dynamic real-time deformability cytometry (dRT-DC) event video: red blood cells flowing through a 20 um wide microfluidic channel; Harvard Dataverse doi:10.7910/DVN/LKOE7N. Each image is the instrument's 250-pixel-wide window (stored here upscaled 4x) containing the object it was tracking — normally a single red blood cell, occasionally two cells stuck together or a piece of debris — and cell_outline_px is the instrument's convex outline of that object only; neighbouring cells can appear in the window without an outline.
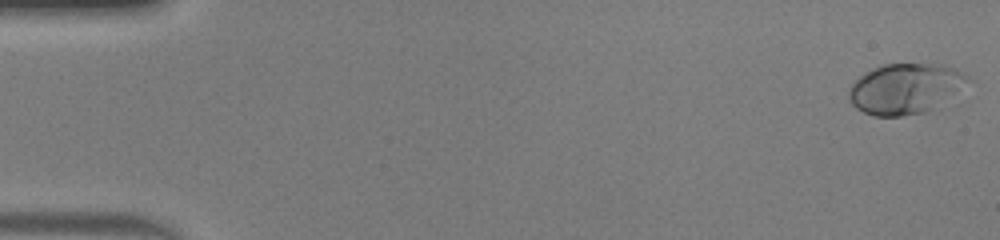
{"species": "human", "species_latin": "Homo sapiens", "temperature_condition": "warm", "stored_images_in_passage": 48, "camera_frame_rate_fps": 3000, "um_per_image_px": 0.085, "donor": {"sex": "male"}, "frame": {"image": 1, "passage_image": 1, "time_ms": 0.0, "image_size_px": [1000, 240], "cell_outline_px": [[972, 80], [932, 108], [924, 112], [900, 116], [872, 116], [856, 108], [848, 100], [848, 92], [852, 84], [860, 76], [872, 68], [884, 64], [940, 64], [956, 68], [968, 76]], "centroid_in_image_um": [76.91, 7.52], "position_along_channel_um": 8.1, "area_um2": 34.56}}
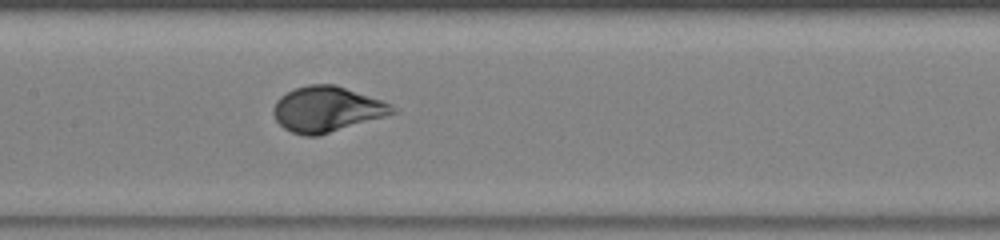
{"frame": {"image": 2, "passage_image": 24, "time_ms": 7.667, "image_size_px": [1000, 240], "cell_outline_px": [[396, 112], [384, 116], [320, 136], [304, 136], [292, 132], [284, 128], [276, 120], [272, 112], [272, 108], [276, 100], [280, 96], [296, 88], [308, 84], [336, 84], [392, 104], [396, 108]], "centroid_in_image_um": [27.76, 9.28], "position_along_channel_um": 179.6, "area_um2": 31.5}}
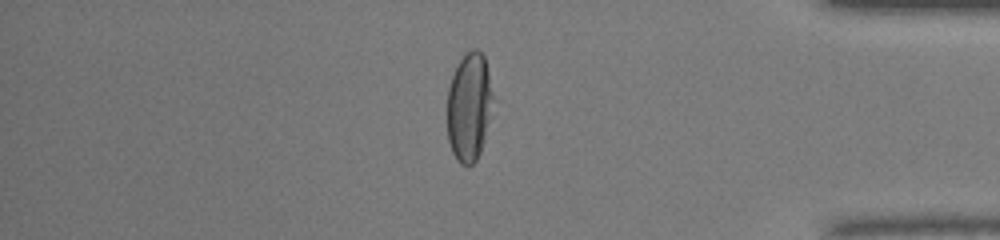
{"frame": {"image": 3, "passage_image": 41, "time_ms": 13.333, "image_size_px": [1000, 240], "cell_outline_px": [[492, 96], [488, 120], [480, 152], [476, 160], [468, 168], [460, 164], [456, 160], [452, 152], [448, 140], [448, 88], [452, 76], [464, 52], [472, 48], [476, 48], [484, 56], [488, 72]], "centroid_in_image_um": [39.84, 9.09], "position_along_channel_um": 395.4, "area_um2": 28.5}, "authors_computed_cell_mechanics": {"area_um2": 31.9634, "velocity_mm_per_s": 4.299, "shape_relaxation_time_tau1_ms": 2.9878, "shape_relaxation_time_tau2_ms": null, "deformation_change_tau1": 0.2007, "deformation_change_tau2": null}}